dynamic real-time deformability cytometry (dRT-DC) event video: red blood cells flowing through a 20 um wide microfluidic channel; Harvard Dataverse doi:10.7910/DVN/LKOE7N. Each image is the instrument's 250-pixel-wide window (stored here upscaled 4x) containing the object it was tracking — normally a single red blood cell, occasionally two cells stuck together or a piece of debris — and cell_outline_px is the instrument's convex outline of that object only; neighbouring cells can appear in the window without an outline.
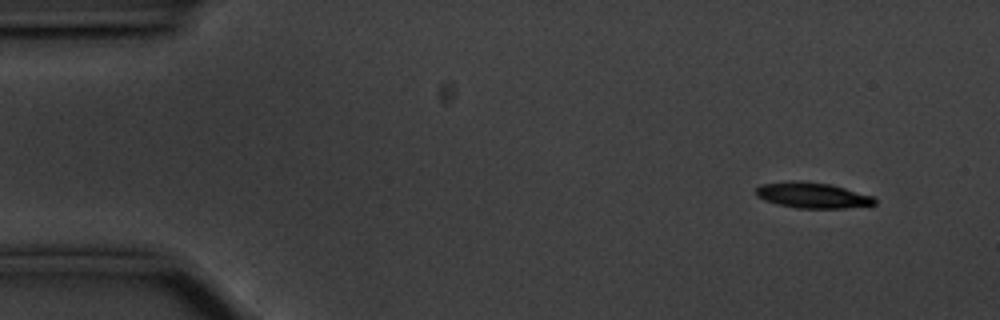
{"species": "common noctule bat (a hibernating species)", "species_latin": "Nyctalus noctula", "temperature_condition": "cold", "stored_images_in_passage": 52, "camera_frame_rate_fps": 3000, "um_per_image_px": 0.085, "animal": {"sex": "male", "body_mass_g": 20.1, "forearm_length_mm": 53.5}, "frame": {"image": 1, "passage_image": 1, "time_ms": 0.0, "image_size_px": [1000, 320], "cell_outline_px": [[876, 204], [844, 208], [796, 208], [776, 204], [764, 200], [756, 196], [756, 188], [760, 184], [792, 180], [800, 180], [828, 184], [844, 188], [872, 196], [876, 200]], "centroid_in_image_um": [68.99, 16.59], "position_along_channel_um": 16.0, "area_um2": 17.74}}
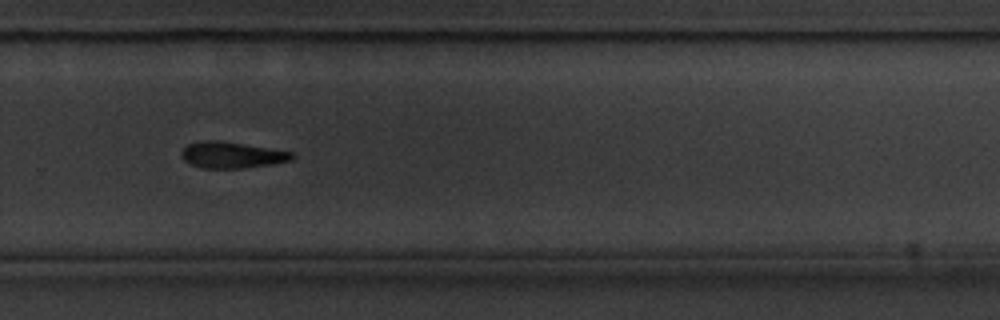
{"frame": {"image": 2, "passage_image": 34, "time_ms": 11.0, "image_size_px": [1000, 320], "cell_outline_px": [[296, 156], [292, 160], [244, 168], [204, 168], [188, 164], [180, 156], [180, 152], [188, 144], [204, 140], [216, 140], [292, 152]], "centroid_in_image_um": [19.65, 13.18], "position_along_channel_um": 310.2, "area_um2": 16.7}}
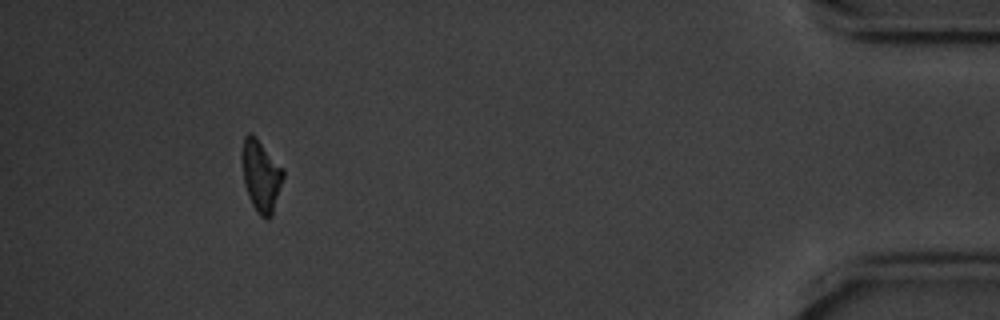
{"frame": {"image": 3, "passage_image": 48, "time_ms": 15.667, "image_size_px": [1000, 320], "cell_outline_px": [[284, 176], [272, 216], [268, 220], [264, 220], [256, 212], [248, 196], [244, 184], [244, 136], [248, 132], [284, 168]], "centroid_in_image_um": [22.23, 15.07], "position_along_channel_um": 413.0, "area_um2": 16.53}, "authors_computed_cell_mechanics": {"area_um2": 18.0336, "velocity_mm_per_s": 3.548, "shape_relaxation_time_tau1_ms": 2.5433, "shape_relaxation_time_tau2_ms": null, "deformation_change_tau1": 0.1021, "deformation_change_tau2": null}}